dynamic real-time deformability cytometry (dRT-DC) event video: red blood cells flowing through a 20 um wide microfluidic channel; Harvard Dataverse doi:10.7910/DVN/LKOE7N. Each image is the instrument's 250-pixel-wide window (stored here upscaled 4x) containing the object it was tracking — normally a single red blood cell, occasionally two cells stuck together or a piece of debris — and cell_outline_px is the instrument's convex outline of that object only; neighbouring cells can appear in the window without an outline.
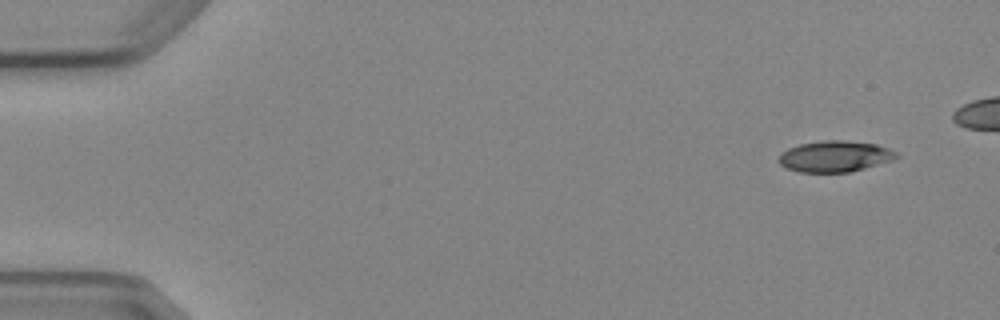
{"species": "Egyptian fruit bat (a non-hibernating species)", "species_latin": "Rousettus aegyptiacus", "temperature_condition": "cold", "stored_images_in_passage": 6, "camera_frame_rate_fps": 3000, "um_per_image_px": 0.085, "animal": {"sex": "female"}, "frame": {"image": 1, "passage_image": 1, "time_ms": 0.0, "image_size_px": [1000, 320], "cell_outline_px": [[900, 156], [892, 160], [864, 168], [848, 172], [800, 172], [788, 168], [780, 164], [780, 156], [788, 148], [800, 144], [824, 140], [844, 140], [876, 144], [888, 148], [896, 152]], "centroid_in_image_um": [70.99, 13.28], "position_along_channel_um": 14.0, "area_um2": 21.04}}
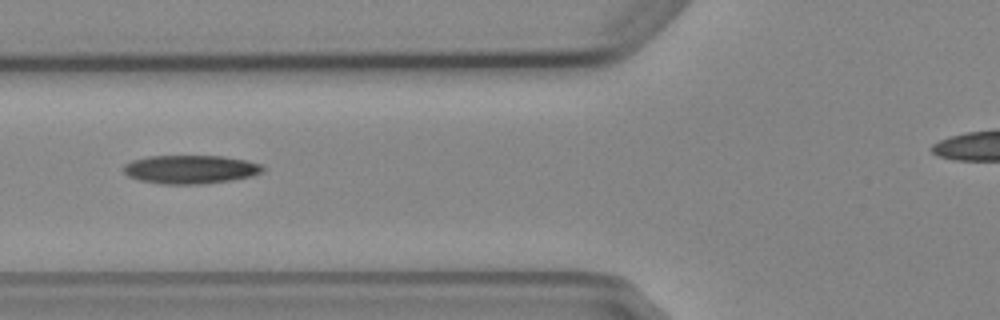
{"frame": {"image": 2, "passage_image": 6, "time_ms": 5.667, "image_size_px": [1000, 320], "cell_outline_px": [[264, 168], [260, 172], [252, 176], [232, 180], [204, 184], [160, 184], [140, 180], [128, 176], [124, 172], [124, 164], [132, 160], [148, 156], [224, 156], [244, 160], [260, 164]], "centroid_in_image_um": [16.16, 14.4], "position_along_channel_um": 109.6, "area_um2": 23.12}}